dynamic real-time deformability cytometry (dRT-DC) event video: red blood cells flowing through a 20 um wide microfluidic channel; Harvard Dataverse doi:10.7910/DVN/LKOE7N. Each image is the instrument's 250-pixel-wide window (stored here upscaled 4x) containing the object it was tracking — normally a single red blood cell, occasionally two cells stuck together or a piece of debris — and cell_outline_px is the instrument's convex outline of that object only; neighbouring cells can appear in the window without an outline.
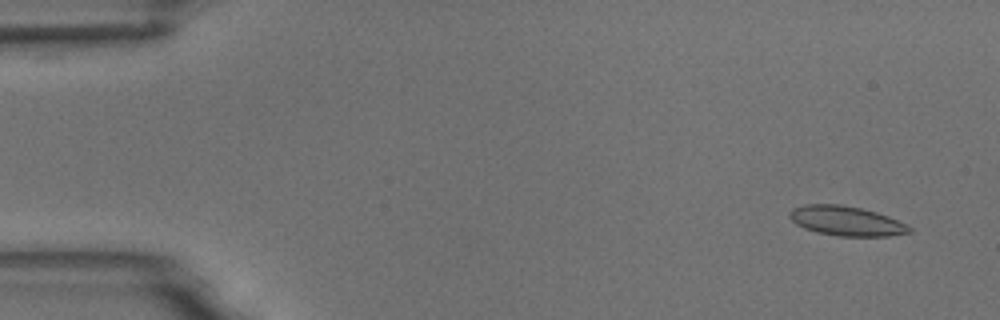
{"species": "common noctule bat (a hibernating species)", "species_latin": "Nyctalus noctula", "temperature_condition": "room temperature", "stored_images_in_passage": 5, "camera_frame_rate_fps": 3000, "um_per_image_px": 0.085, "animal": {"sex": "male", "body_mass_g": 18.8}, "frame": {"image": 1, "passage_image": 1, "time_ms": 0.0, "image_size_px": [1000, 320], "cell_outline_px": [[912, 232], [888, 236], [840, 236], [816, 232], [804, 228], [796, 224], [788, 216], [788, 212], [792, 208], [804, 204], [840, 204], [860, 208], [876, 212], [888, 216], [912, 228]], "centroid_in_image_um": [71.89, 18.77], "position_along_channel_um": 13.1, "area_um2": 20.63}}